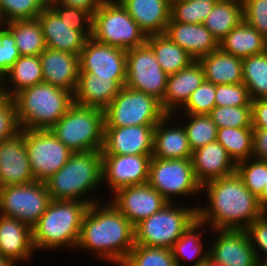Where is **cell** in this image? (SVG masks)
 I'll return each mask as SVG.
<instances>
[{"label":"cell","mask_w":267,"mask_h":266,"mask_svg":"<svg viewBox=\"0 0 267 266\" xmlns=\"http://www.w3.org/2000/svg\"><path fill=\"white\" fill-rule=\"evenodd\" d=\"M202 189L209 206L198 207V220L206 226L210 224L211 230H245L266 212L236 171L207 182Z\"/></svg>","instance_id":"obj_1"},{"label":"cell","mask_w":267,"mask_h":266,"mask_svg":"<svg viewBox=\"0 0 267 266\" xmlns=\"http://www.w3.org/2000/svg\"><path fill=\"white\" fill-rule=\"evenodd\" d=\"M101 203L89 206L76 248L120 266L135 245V226L111 202Z\"/></svg>","instance_id":"obj_2"},{"label":"cell","mask_w":267,"mask_h":266,"mask_svg":"<svg viewBox=\"0 0 267 266\" xmlns=\"http://www.w3.org/2000/svg\"><path fill=\"white\" fill-rule=\"evenodd\" d=\"M90 204L77 200H51L32 227L35 250L76 248L84 216Z\"/></svg>","instance_id":"obj_3"},{"label":"cell","mask_w":267,"mask_h":266,"mask_svg":"<svg viewBox=\"0 0 267 266\" xmlns=\"http://www.w3.org/2000/svg\"><path fill=\"white\" fill-rule=\"evenodd\" d=\"M101 170V151L73 153L60 170L45 182L51 200H77L90 205L100 202L98 198L91 199V192L94 193L102 183Z\"/></svg>","instance_id":"obj_4"},{"label":"cell","mask_w":267,"mask_h":266,"mask_svg":"<svg viewBox=\"0 0 267 266\" xmlns=\"http://www.w3.org/2000/svg\"><path fill=\"white\" fill-rule=\"evenodd\" d=\"M20 129H51L74 103L73 94L42 82L17 92L13 97Z\"/></svg>","instance_id":"obj_5"},{"label":"cell","mask_w":267,"mask_h":266,"mask_svg":"<svg viewBox=\"0 0 267 266\" xmlns=\"http://www.w3.org/2000/svg\"><path fill=\"white\" fill-rule=\"evenodd\" d=\"M104 124V110L73 103L50 130L73 153L101 151Z\"/></svg>","instance_id":"obj_6"},{"label":"cell","mask_w":267,"mask_h":266,"mask_svg":"<svg viewBox=\"0 0 267 266\" xmlns=\"http://www.w3.org/2000/svg\"><path fill=\"white\" fill-rule=\"evenodd\" d=\"M167 203L161 210L135 226V244L172 248L181 235L198 220V205L174 206Z\"/></svg>","instance_id":"obj_7"},{"label":"cell","mask_w":267,"mask_h":266,"mask_svg":"<svg viewBox=\"0 0 267 266\" xmlns=\"http://www.w3.org/2000/svg\"><path fill=\"white\" fill-rule=\"evenodd\" d=\"M91 37L127 51L146 43L148 36L118 0H104L93 15Z\"/></svg>","instance_id":"obj_8"},{"label":"cell","mask_w":267,"mask_h":266,"mask_svg":"<svg viewBox=\"0 0 267 266\" xmlns=\"http://www.w3.org/2000/svg\"><path fill=\"white\" fill-rule=\"evenodd\" d=\"M166 115L159 100L123 86L104 109V127L157 125Z\"/></svg>","instance_id":"obj_9"},{"label":"cell","mask_w":267,"mask_h":266,"mask_svg":"<svg viewBox=\"0 0 267 266\" xmlns=\"http://www.w3.org/2000/svg\"><path fill=\"white\" fill-rule=\"evenodd\" d=\"M50 202V194L44 182L0 187V214L15 218L31 228L39 221Z\"/></svg>","instance_id":"obj_10"},{"label":"cell","mask_w":267,"mask_h":266,"mask_svg":"<svg viewBox=\"0 0 267 266\" xmlns=\"http://www.w3.org/2000/svg\"><path fill=\"white\" fill-rule=\"evenodd\" d=\"M169 203L174 195L188 196L202 192V186L197 182L192 159H160L151 158L148 182Z\"/></svg>","instance_id":"obj_11"},{"label":"cell","mask_w":267,"mask_h":266,"mask_svg":"<svg viewBox=\"0 0 267 266\" xmlns=\"http://www.w3.org/2000/svg\"><path fill=\"white\" fill-rule=\"evenodd\" d=\"M168 75L162 70L152 47L146 42L126 51V84L162 101Z\"/></svg>","instance_id":"obj_12"},{"label":"cell","mask_w":267,"mask_h":266,"mask_svg":"<svg viewBox=\"0 0 267 266\" xmlns=\"http://www.w3.org/2000/svg\"><path fill=\"white\" fill-rule=\"evenodd\" d=\"M25 144L35 181L44 183L60 170L73 154L50 129H25Z\"/></svg>","instance_id":"obj_13"},{"label":"cell","mask_w":267,"mask_h":266,"mask_svg":"<svg viewBox=\"0 0 267 266\" xmlns=\"http://www.w3.org/2000/svg\"><path fill=\"white\" fill-rule=\"evenodd\" d=\"M79 73L126 80V50L99 43L90 37L79 55Z\"/></svg>","instance_id":"obj_14"},{"label":"cell","mask_w":267,"mask_h":266,"mask_svg":"<svg viewBox=\"0 0 267 266\" xmlns=\"http://www.w3.org/2000/svg\"><path fill=\"white\" fill-rule=\"evenodd\" d=\"M152 155H102V183H108L112 193L148 182Z\"/></svg>","instance_id":"obj_15"},{"label":"cell","mask_w":267,"mask_h":266,"mask_svg":"<svg viewBox=\"0 0 267 266\" xmlns=\"http://www.w3.org/2000/svg\"><path fill=\"white\" fill-rule=\"evenodd\" d=\"M111 203L134 225L161 210L168 201L148 183L121 188Z\"/></svg>","instance_id":"obj_16"},{"label":"cell","mask_w":267,"mask_h":266,"mask_svg":"<svg viewBox=\"0 0 267 266\" xmlns=\"http://www.w3.org/2000/svg\"><path fill=\"white\" fill-rule=\"evenodd\" d=\"M156 125L104 127L102 155H152Z\"/></svg>","instance_id":"obj_17"},{"label":"cell","mask_w":267,"mask_h":266,"mask_svg":"<svg viewBox=\"0 0 267 266\" xmlns=\"http://www.w3.org/2000/svg\"><path fill=\"white\" fill-rule=\"evenodd\" d=\"M209 257L226 266H256L258 258L246 230L215 229Z\"/></svg>","instance_id":"obj_18"},{"label":"cell","mask_w":267,"mask_h":266,"mask_svg":"<svg viewBox=\"0 0 267 266\" xmlns=\"http://www.w3.org/2000/svg\"><path fill=\"white\" fill-rule=\"evenodd\" d=\"M35 181L25 144V129L0 142V187Z\"/></svg>","instance_id":"obj_19"},{"label":"cell","mask_w":267,"mask_h":266,"mask_svg":"<svg viewBox=\"0 0 267 266\" xmlns=\"http://www.w3.org/2000/svg\"><path fill=\"white\" fill-rule=\"evenodd\" d=\"M37 19L47 48L80 55L88 39L81 31L72 30V26L62 21L50 7L44 9Z\"/></svg>","instance_id":"obj_20"},{"label":"cell","mask_w":267,"mask_h":266,"mask_svg":"<svg viewBox=\"0 0 267 266\" xmlns=\"http://www.w3.org/2000/svg\"><path fill=\"white\" fill-rule=\"evenodd\" d=\"M205 80L204 70L198 60L188 67L169 75L166 91L161 106L166 114L178 115L177 110L183 108L195 91Z\"/></svg>","instance_id":"obj_21"},{"label":"cell","mask_w":267,"mask_h":266,"mask_svg":"<svg viewBox=\"0 0 267 266\" xmlns=\"http://www.w3.org/2000/svg\"><path fill=\"white\" fill-rule=\"evenodd\" d=\"M39 57L44 82L74 94L79 76V56L46 47Z\"/></svg>","instance_id":"obj_22"},{"label":"cell","mask_w":267,"mask_h":266,"mask_svg":"<svg viewBox=\"0 0 267 266\" xmlns=\"http://www.w3.org/2000/svg\"><path fill=\"white\" fill-rule=\"evenodd\" d=\"M191 159L194 176L201 186L236 171L237 164L217 141L194 150Z\"/></svg>","instance_id":"obj_23"},{"label":"cell","mask_w":267,"mask_h":266,"mask_svg":"<svg viewBox=\"0 0 267 266\" xmlns=\"http://www.w3.org/2000/svg\"><path fill=\"white\" fill-rule=\"evenodd\" d=\"M164 34L195 60L219 48V42L203 24L181 23L171 18Z\"/></svg>","instance_id":"obj_24"},{"label":"cell","mask_w":267,"mask_h":266,"mask_svg":"<svg viewBox=\"0 0 267 266\" xmlns=\"http://www.w3.org/2000/svg\"><path fill=\"white\" fill-rule=\"evenodd\" d=\"M125 84L126 80L98 78L95 74L79 73L73 101L80 106L104 110Z\"/></svg>","instance_id":"obj_25"},{"label":"cell","mask_w":267,"mask_h":266,"mask_svg":"<svg viewBox=\"0 0 267 266\" xmlns=\"http://www.w3.org/2000/svg\"><path fill=\"white\" fill-rule=\"evenodd\" d=\"M147 36L165 33L171 0H118Z\"/></svg>","instance_id":"obj_26"},{"label":"cell","mask_w":267,"mask_h":266,"mask_svg":"<svg viewBox=\"0 0 267 266\" xmlns=\"http://www.w3.org/2000/svg\"><path fill=\"white\" fill-rule=\"evenodd\" d=\"M172 117L175 118L174 115L167 114L155 126L152 157L160 159L192 158V150L185 128L178 124L169 126L170 122L174 123L171 121Z\"/></svg>","instance_id":"obj_27"},{"label":"cell","mask_w":267,"mask_h":266,"mask_svg":"<svg viewBox=\"0 0 267 266\" xmlns=\"http://www.w3.org/2000/svg\"><path fill=\"white\" fill-rule=\"evenodd\" d=\"M34 250L32 228L15 218L0 215V253L16 263L31 259Z\"/></svg>","instance_id":"obj_28"},{"label":"cell","mask_w":267,"mask_h":266,"mask_svg":"<svg viewBox=\"0 0 267 266\" xmlns=\"http://www.w3.org/2000/svg\"><path fill=\"white\" fill-rule=\"evenodd\" d=\"M204 70L205 80L215 85L243 83L242 59L220 48L198 59Z\"/></svg>","instance_id":"obj_29"},{"label":"cell","mask_w":267,"mask_h":266,"mask_svg":"<svg viewBox=\"0 0 267 266\" xmlns=\"http://www.w3.org/2000/svg\"><path fill=\"white\" fill-rule=\"evenodd\" d=\"M42 82L44 79L40 57L20 56L0 79V93L13 97L17 92ZM8 84L13 88L7 87Z\"/></svg>","instance_id":"obj_30"},{"label":"cell","mask_w":267,"mask_h":266,"mask_svg":"<svg viewBox=\"0 0 267 266\" xmlns=\"http://www.w3.org/2000/svg\"><path fill=\"white\" fill-rule=\"evenodd\" d=\"M219 48L244 59L267 51V39L243 20L219 42Z\"/></svg>","instance_id":"obj_31"},{"label":"cell","mask_w":267,"mask_h":266,"mask_svg":"<svg viewBox=\"0 0 267 266\" xmlns=\"http://www.w3.org/2000/svg\"><path fill=\"white\" fill-rule=\"evenodd\" d=\"M162 70L169 76L188 67L195 59L175 44L167 35L154 34L147 37Z\"/></svg>","instance_id":"obj_32"},{"label":"cell","mask_w":267,"mask_h":266,"mask_svg":"<svg viewBox=\"0 0 267 266\" xmlns=\"http://www.w3.org/2000/svg\"><path fill=\"white\" fill-rule=\"evenodd\" d=\"M244 20L242 0H222L215 3L203 25L220 42Z\"/></svg>","instance_id":"obj_33"},{"label":"cell","mask_w":267,"mask_h":266,"mask_svg":"<svg viewBox=\"0 0 267 266\" xmlns=\"http://www.w3.org/2000/svg\"><path fill=\"white\" fill-rule=\"evenodd\" d=\"M12 34L20 56H39L46 48L37 18L14 20L3 24Z\"/></svg>","instance_id":"obj_34"},{"label":"cell","mask_w":267,"mask_h":266,"mask_svg":"<svg viewBox=\"0 0 267 266\" xmlns=\"http://www.w3.org/2000/svg\"><path fill=\"white\" fill-rule=\"evenodd\" d=\"M203 226L204 224L197 220L174 243L171 250L177 266H184V264H181L182 261L180 259L184 261L185 259L193 260L192 266H200L209 257V248L204 250L201 233L198 230Z\"/></svg>","instance_id":"obj_35"},{"label":"cell","mask_w":267,"mask_h":266,"mask_svg":"<svg viewBox=\"0 0 267 266\" xmlns=\"http://www.w3.org/2000/svg\"><path fill=\"white\" fill-rule=\"evenodd\" d=\"M242 72L251 101L267 98V51L242 59Z\"/></svg>","instance_id":"obj_36"},{"label":"cell","mask_w":267,"mask_h":266,"mask_svg":"<svg viewBox=\"0 0 267 266\" xmlns=\"http://www.w3.org/2000/svg\"><path fill=\"white\" fill-rule=\"evenodd\" d=\"M216 141L225 148L236 164L252 158L253 128H218Z\"/></svg>","instance_id":"obj_37"},{"label":"cell","mask_w":267,"mask_h":266,"mask_svg":"<svg viewBox=\"0 0 267 266\" xmlns=\"http://www.w3.org/2000/svg\"><path fill=\"white\" fill-rule=\"evenodd\" d=\"M184 115L188 121L183 126L192 152L216 141L218 128L208 114L192 115L184 113Z\"/></svg>","instance_id":"obj_38"},{"label":"cell","mask_w":267,"mask_h":266,"mask_svg":"<svg viewBox=\"0 0 267 266\" xmlns=\"http://www.w3.org/2000/svg\"><path fill=\"white\" fill-rule=\"evenodd\" d=\"M120 266H177L170 248L135 244Z\"/></svg>","instance_id":"obj_39"},{"label":"cell","mask_w":267,"mask_h":266,"mask_svg":"<svg viewBox=\"0 0 267 266\" xmlns=\"http://www.w3.org/2000/svg\"><path fill=\"white\" fill-rule=\"evenodd\" d=\"M215 3L206 0H171V18L181 23L203 24Z\"/></svg>","instance_id":"obj_40"},{"label":"cell","mask_w":267,"mask_h":266,"mask_svg":"<svg viewBox=\"0 0 267 266\" xmlns=\"http://www.w3.org/2000/svg\"><path fill=\"white\" fill-rule=\"evenodd\" d=\"M48 7L44 0H0V24L37 18Z\"/></svg>","instance_id":"obj_41"},{"label":"cell","mask_w":267,"mask_h":266,"mask_svg":"<svg viewBox=\"0 0 267 266\" xmlns=\"http://www.w3.org/2000/svg\"><path fill=\"white\" fill-rule=\"evenodd\" d=\"M208 115L217 128H252L251 106H215Z\"/></svg>","instance_id":"obj_42"},{"label":"cell","mask_w":267,"mask_h":266,"mask_svg":"<svg viewBox=\"0 0 267 266\" xmlns=\"http://www.w3.org/2000/svg\"><path fill=\"white\" fill-rule=\"evenodd\" d=\"M236 172L241 176L245 187L258 198L267 180V160L249 158L240 161Z\"/></svg>","instance_id":"obj_43"},{"label":"cell","mask_w":267,"mask_h":266,"mask_svg":"<svg viewBox=\"0 0 267 266\" xmlns=\"http://www.w3.org/2000/svg\"><path fill=\"white\" fill-rule=\"evenodd\" d=\"M215 97L216 85L204 80L180 111L192 115L209 114L216 106Z\"/></svg>","instance_id":"obj_44"},{"label":"cell","mask_w":267,"mask_h":266,"mask_svg":"<svg viewBox=\"0 0 267 266\" xmlns=\"http://www.w3.org/2000/svg\"><path fill=\"white\" fill-rule=\"evenodd\" d=\"M49 7L68 25L72 30L81 31L87 38L92 36L93 15L86 10L75 7L51 3Z\"/></svg>","instance_id":"obj_45"},{"label":"cell","mask_w":267,"mask_h":266,"mask_svg":"<svg viewBox=\"0 0 267 266\" xmlns=\"http://www.w3.org/2000/svg\"><path fill=\"white\" fill-rule=\"evenodd\" d=\"M216 106H251L248 89L243 83L216 85Z\"/></svg>","instance_id":"obj_46"},{"label":"cell","mask_w":267,"mask_h":266,"mask_svg":"<svg viewBox=\"0 0 267 266\" xmlns=\"http://www.w3.org/2000/svg\"><path fill=\"white\" fill-rule=\"evenodd\" d=\"M13 98L0 93V142L20 132Z\"/></svg>","instance_id":"obj_47"},{"label":"cell","mask_w":267,"mask_h":266,"mask_svg":"<svg viewBox=\"0 0 267 266\" xmlns=\"http://www.w3.org/2000/svg\"><path fill=\"white\" fill-rule=\"evenodd\" d=\"M244 20L267 39V0H242Z\"/></svg>","instance_id":"obj_48"},{"label":"cell","mask_w":267,"mask_h":266,"mask_svg":"<svg viewBox=\"0 0 267 266\" xmlns=\"http://www.w3.org/2000/svg\"><path fill=\"white\" fill-rule=\"evenodd\" d=\"M20 57L11 32L0 24V79Z\"/></svg>","instance_id":"obj_49"},{"label":"cell","mask_w":267,"mask_h":266,"mask_svg":"<svg viewBox=\"0 0 267 266\" xmlns=\"http://www.w3.org/2000/svg\"><path fill=\"white\" fill-rule=\"evenodd\" d=\"M245 230L257 258L263 259L262 254H265L263 260L267 261V212L254 220ZM260 251L262 254H260Z\"/></svg>","instance_id":"obj_50"},{"label":"cell","mask_w":267,"mask_h":266,"mask_svg":"<svg viewBox=\"0 0 267 266\" xmlns=\"http://www.w3.org/2000/svg\"><path fill=\"white\" fill-rule=\"evenodd\" d=\"M252 128L267 129V98L251 101Z\"/></svg>","instance_id":"obj_51"},{"label":"cell","mask_w":267,"mask_h":266,"mask_svg":"<svg viewBox=\"0 0 267 266\" xmlns=\"http://www.w3.org/2000/svg\"><path fill=\"white\" fill-rule=\"evenodd\" d=\"M252 158L267 160V129L253 128Z\"/></svg>","instance_id":"obj_52"},{"label":"cell","mask_w":267,"mask_h":266,"mask_svg":"<svg viewBox=\"0 0 267 266\" xmlns=\"http://www.w3.org/2000/svg\"><path fill=\"white\" fill-rule=\"evenodd\" d=\"M103 1L104 0H57L55 3L86 10L94 15Z\"/></svg>","instance_id":"obj_53"},{"label":"cell","mask_w":267,"mask_h":266,"mask_svg":"<svg viewBox=\"0 0 267 266\" xmlns=\"http://www.w3.org/2000/svg\"><path fill=\"white\" fill-rule=\"evenodd\" d=\"M261 207L267 212V180L263 187L262 194L258 197Z\"/></svg>","instance_id":"obj_54"},{"label":"cell","mask_w":267,"mask_h":266,"mask_svg":"<svg viewBox=\"0 0 267 266\" xmlns=\"http://www.w3.org/2000/svg\"><path fill=\"white\" fill-rule=\"evenodd\" d=\"M0 266H15V263L0 253Z\"/></svg>","instance_id":"obj_55"},{"label":"cell","mask_w":267,"mask_h":266,"mask_svg":"<svg viewBox=\"0 0 267 266\" xmlns=\"http://www.w3.org/2000/svg\"><path fill=\"white\" fill-rule=\"evenodd\" d=\"M200 266H226L208 257Z\"/></svg>","instance_id":"obj_56"},{"label":"cell","mask_w":267,"mask_h":266,"mask_svg":"<svg viewBox=\"0 0 267 266\" xmlns=\"http://www.w3.org/2000/svg\"><path fill=\"white\" fill-rule=\"evenodd\" d=\"M256 266H267V261L263 259H258Z\"/></svg>","instance_id":"obj_57"},{"label":"cell","mask_w":267,"mask_h":266,"mask_svg":"<svg viewBox=\"0 0 267 266\" xmlns=\"http://www.w3.org/2000/svg\"><path fill=\"white\" fill-rule=\"evenodd\" d=\"M48 5H50L53 2H56L57 0H44Z\"/></svg>","instance_id":"obj_58"},{"label":"cell","mask_w":267,"mask_h":266,"mask_svg":"<svg viewBox=\"0 0 267 266\" xmlns=\"http://www.w3.org/2000/svg\"><path fill=\"white\" fill-rule=\"evenodd\" d=\"M203 1H205V0H203ZM206 1L219 2V1H222V0H206Z\"/></svg>","instance_id":"obj_59"}]
</instances>
